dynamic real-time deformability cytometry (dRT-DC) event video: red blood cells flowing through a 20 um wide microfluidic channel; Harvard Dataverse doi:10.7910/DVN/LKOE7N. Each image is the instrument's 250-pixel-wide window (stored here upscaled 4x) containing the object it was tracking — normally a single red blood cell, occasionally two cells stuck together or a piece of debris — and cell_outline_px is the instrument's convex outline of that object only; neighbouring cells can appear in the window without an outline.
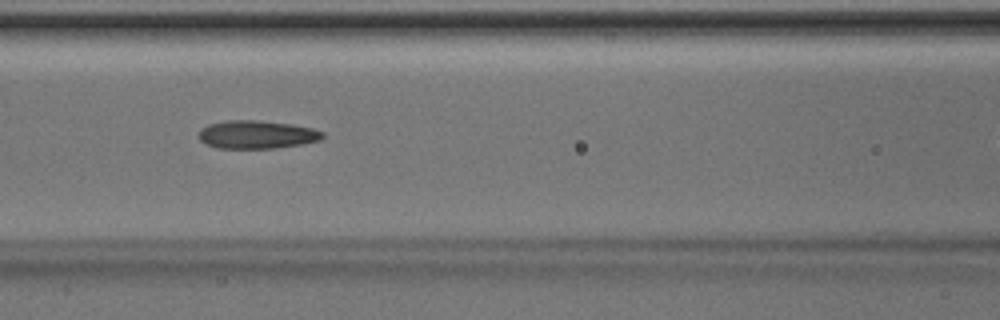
{"species": "Egyptian fruit bat (a non-hibernating species)", "species_latin": "Rousettus aegyptiacus", "temperature_condition": "room temperature", "stored_images_in_passage": 28, "camera_frame_rate_fps": 3000, "um_per_image_px": 0.085, "animal": {"sex": "male"}, "frame": {"image": 1, "passage_image": 9, "time_ms": 2.667, "image_size_px": [1000, 320], "cell_outline_px": [[324, 136], [320, 140], [304, 144], [276, 148], [216, 148], [204, 144], [200, 140], [200, 128], [208, 124], [228, 120], [256, 120], [292, 124], [312, 128], [324, 132]], "centroid_in_image_um": [21.83, 11.44], "position_along_channel_um": 144.8, "area_um2": 20.46}}
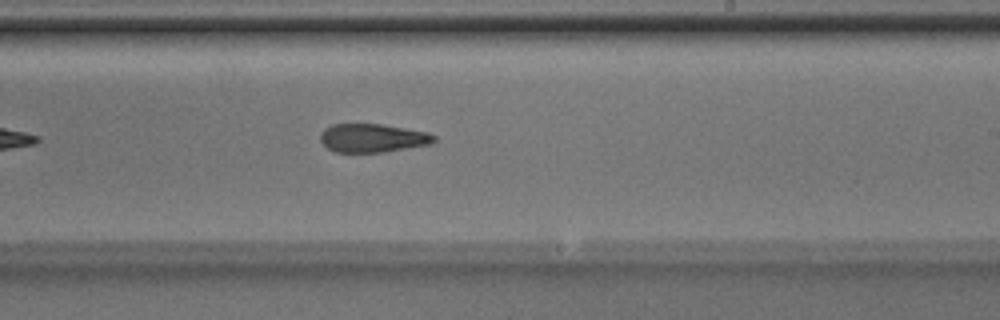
{"frame": {"image": 2, "passage_image": 17, "time_ms": 5.333, "image_size_px": [1000, 320], "cell_outline_px": [[436, 140], [432, 144], [384, 152], [336, 152], [328, 148], [320, 140], [320, 132], [324, 128], [332, 124], [380, 124], [428, 132], [436, 136]], "centroid_in_image_um": [31.68, 11.73], "position_along_channel_um": 257.3, "area_um2": 18.96}}
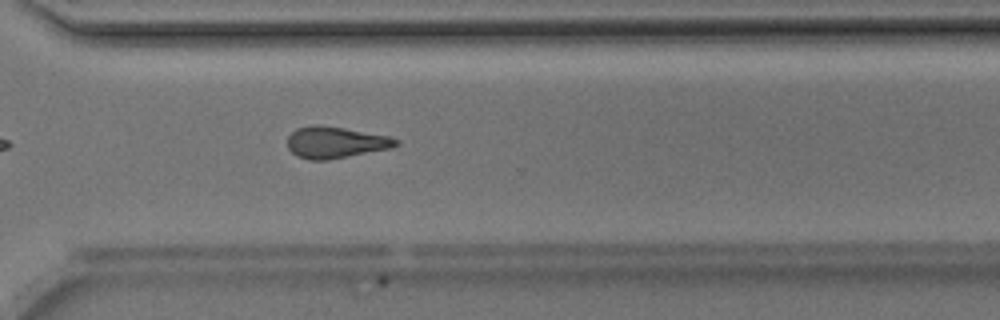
{"frame": {"image": 3, "passage_image": 23, "time_ms": 7.333, "image_size_px": [1000, 320], "cell_outline_px": [[400, 144], [392, 148], [328, 160], [308, 160], [296, 156], [288, 148], [288, 136], [296, 128], [312, 124], [320, 124], [344, 128], [388, 136], [400, 140]], "centroid_in_image_um": [28.51, 12.1], "position_along_channel_um": 342.1, "area_um2": 20.11}}